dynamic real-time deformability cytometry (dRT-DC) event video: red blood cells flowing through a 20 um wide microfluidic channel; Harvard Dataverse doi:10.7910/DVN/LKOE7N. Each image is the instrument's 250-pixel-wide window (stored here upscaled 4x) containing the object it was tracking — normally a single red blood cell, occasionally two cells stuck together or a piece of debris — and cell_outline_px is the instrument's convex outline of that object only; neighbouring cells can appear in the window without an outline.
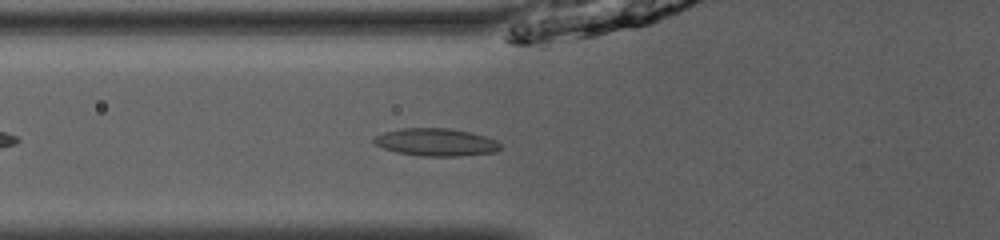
{"species": "common noctule bat (a hibernating species)", "species_latin": "Nyctalus noctula", "temperature_condition": "room temperature", "stored_images_in_passage": 36, "camera_frame_rate_fps": 3000, "um_per_image_px": 0.085, "animal": {"sex": "male", "body_mass_g": 13.0, "forearm_length_mm": 53.1}, "frame": {"image": 1, "passage_image": 5, "time_ms": 1.333, "image_size_px": [1000, 240], "cell_outline_px": [[500, 148], [496, 152], [460, 156], [420, 156], [396, 152], [384, 148], [376, 144], [372, 140], [376, 136], [384, 132], [404, 128], [448, 128], [472, 132], [496, 140], [500, 144]], "centroid_in_image_um": [37.08, 12.09], "position_along_channel_um": 88.7, "area_um2": 20.29}}
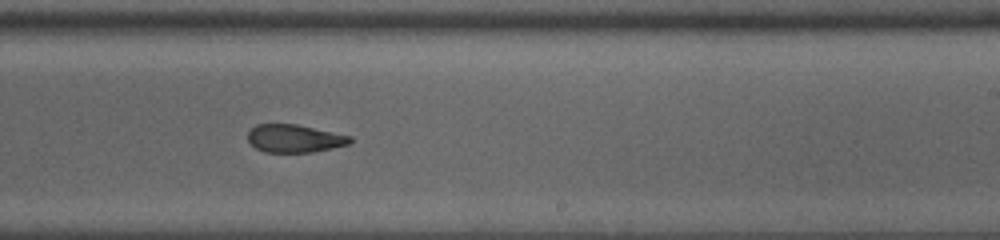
{"frame": {"image": 2, "passage_image": 18, "time_ms": 5.667, "image_size_px": [1000, 240], "cell_outline_px": [[352, 140], [348, 144], [332, 148], [312, 152], [264, 152], [256, 148], [248, 140], [248, 132], [256, 124], [296, 124], [352, 136]], "centroid_in_image_um": [25.02, 11.77], "position_along_channel_um": 264.0, "area_um2": 16.53}}
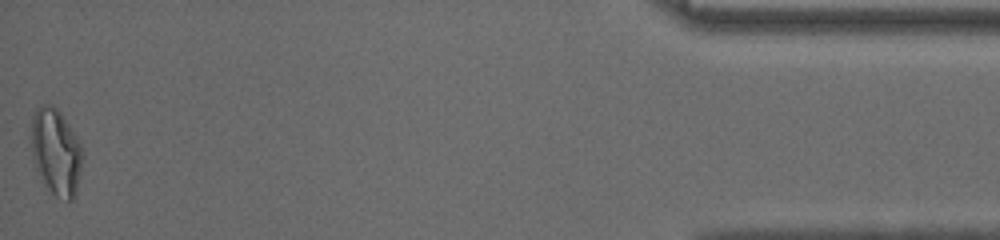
{"frame": {"image": 3, "passage_image": 36, "time_ms": 11.667, "image_size_px": [1000, 240], "cell_outline_px": [[84, 156], [76, 192], [72, 200], [68, 204], [56, 196], [48, 188], [36, 164], [32, 152], [28, 136], [32, 116], [36, 108], [40, 104], [52, 104], [60, 112], [76, 136], [84, 152]], "centroid_in_image_um": [4.76, 12.88], "position_along_channel_um": 430.4, "area_um2": 26.13}, "authors_computed_cell_mechanics": {"area_um2": 18.9873, "velocity_mm_per_s": 4.0217, "shape_relaxation_time_tau1_ms": null, "shape_relaxation_time_tau2_ms": 2.0989, "deformation_change_tau1": null, "deformation_change_tau2": 0.0973}}